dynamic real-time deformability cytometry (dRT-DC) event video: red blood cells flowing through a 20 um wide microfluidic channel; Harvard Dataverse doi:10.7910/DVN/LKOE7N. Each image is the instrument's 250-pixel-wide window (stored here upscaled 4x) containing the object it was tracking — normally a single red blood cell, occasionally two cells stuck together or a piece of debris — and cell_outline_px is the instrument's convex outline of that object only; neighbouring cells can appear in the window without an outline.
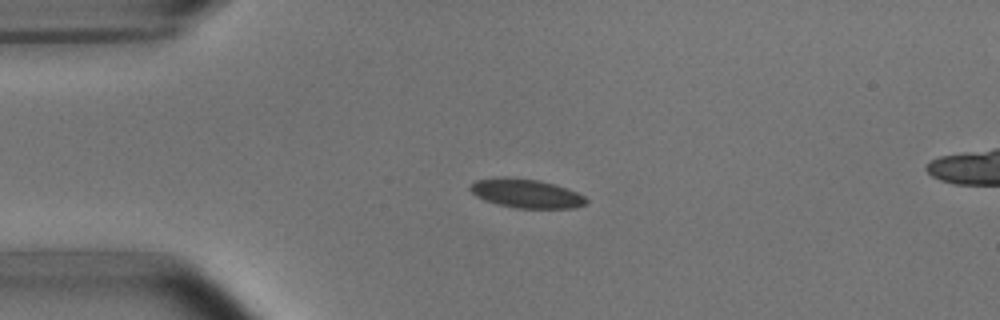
{"species": "common noctule bat (a hibernating species)", "species_latin": "Nyctalus noctula", "temperature_condition": "room temperature", "stored_images_in_passage": 3, "camera_frame_rate_fps": 3000, "um_per_image_px": 0.085, "animal": {"sex": "male", "body_mass_g": 15.6}, "frame": {"image": 1, "passage_image": 2, "time_ms": 2.0, "image_size_px": [1000, 320], "cell_outline_px": [[588, 204], [576, 208], [516, 208], [496, 204], [484, 200], [476, 196], [468, 188], [476, 180], [504, 176], [508, 176], [540, 180], [556, 184], [568, 188], [584, 196], [588, 200]], "centroid_in_image_um": [44.75, 16.44], "position_along_channel_um": 40.3, "area_um2": 19.88}}